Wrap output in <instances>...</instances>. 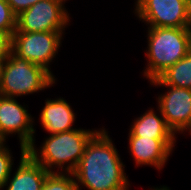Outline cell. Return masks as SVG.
I'll use <instances>...</instances> for the list:
<instances>
[{
  "instance_id": "obj_1",
  "label": "cell",
  "mask_w": 191,
  "mask_h": 190,
  "mask_svg": "<svg viewBox=\"0 0 191 190\" xmlns=\"http://www.w3.org/2000/svg\"><path fill=\"white\" fill-rule=\"evenodd\" d=\"M105 128L88 142L76 169L72 172L77 190H129L125 165Z\"/></svg>"
},
{
  "instance_id": "obj_2",
  "label": "cell",
  "mask_w": 191,
  "mask_h": 190,
  "mask_svg": "<svg viewBox=\"0 0 191 190\" xmlns=\"http://www.w3.org/2000/svg\"><path fill=\"white\" fill-rule=\"evenodd\" d=\"M98 131L76 128L68 132L50 134L39 149L36 148L35 142H32L26 152L48 172L72 173L88 142Z\"/></svg>"
},
{
  "instance_id": "obj_3",
  "label": "cell",
  "mask_w": 191,
  "mask_h": 190,
  "mask_svg": "<svg viewBox=\"0 0 191 190\" xmlns=\"http://www.w3.org/2000/svg\"><path fill=\"white\" fill-rule=\"evenodd\" d=\"M148 49L144 77L157 79L191 51V27H147Z\"/></svg>"
},
{
  "instance_id": "obj_4",
  "label": "cell",
  "mask_w": 191,
  "mask_h": 190,
  "mask_svg": "<svg viewBox=\"0 0 191 190\" xmlns=\"http://www.w3.org/2000/svg\"><path fill=\"white\" fill-rule=\"evenodd\" d=\"M54 76L42 66L20 58L11 51L4 66L0 95L17 99L40 92L56 84L57 78Z\"/></svg>"
},
{
  "instance_id": "obj_5",
  "label": "cell",
  "mask_w": 191,
  "mask_h": 190,
  "mask_svg": "<svg viewBox=\"0 0 191 190\" xmlns=\"http://www.w3.org/2000/svg\"><path fill=\"white\" fill-rule=\"evenodd\" d=\"M65 32H20L17 29L12 35V52L20 58L45 68L52 75L50 63L62 44Z\"/></svg>"
},
{
  "instance_id": "obj_6",
  "label": "cell",
  "mask_w": 191,
  "mask_h": 190,
  "mask_svg": "<svg viewBox=\"0 0 191 190\" xmlns=\"http://www.w3.org/2000/svg\"><path fill=\"white\" fill-rule=\"evenodd\" d=\"M135 16L148 27H191V0H136Z\"/></svg>"
},
{
  "instance_id": "obj_7",
  "label": "cell",
  "mask_w": 191,
  "mask_h": 190,
  "mask_svg": "<svg viewBox=\"0 0 191 190\" xmlns=\"http://www.w3.org/2000/svg\"><path fill=\"white\" fill-rule=\"evenodd\" d=\"M67 0H40L17 16L20 32H64L70 25Z\"/></svg>"
},
{
  "instance_id": "obj_8",
  "label": "cell",
  "mask_w": 191,
  "mask_h": 190,
  "mask_svg": "<svg viewBox=\"0 0 191 190\" xmlns=\"http://www.w3.org/2000/svg\"><path fill=\"white\" fill-rule=\"evenodd\" d=\"M13 97L0 95V135L6 140L8 136L18 134L21 153L35 142L34 117Z\"/></svg>"
},
{
  "instance_id": "obj_9",
  "label": "cell",
  "mask_w": 191,
  "mask_h": 190,
  "mask_svg": "<svg viewBox=\"0 0 191 190\" xmlns=\"http://www.w3.org/2000/svg\"><path fill=\"white\" fill-rule=\"evenodd\" d=\"M162 86L168 89L157 98L158 107L167 125L177 134L181 133L191 120V89L179 88L170 85Z\"/></svg>"
},
{
  "instance_id": "obj_10",
  "label": "cell",
  "mask_w": 191,
  "mask_h": 190,
  "mask_svg": "<svg viewBox=\"0 0 191 190\" xmlns=\"http://www.w3.org/2000/svg\"><path fill=\"white\" fill-rule=\"evenodd\" d=\"M129 153L136 166L149 165L157 170L163 169L176 146V139H152L140 136H128Z\"/></svg>"
},
{
  "instance_id": "obj_11",
  "label": "cell",
  "mask_w": 191,
  "mask_h": 190,
  "mask_svg": "<svg viewBox=\"0 0 191 190\" xmlns=\"http://www.w3.org/2000/svg\"><path fill=\"white\" fill-rule=\"evenodd\" d=\"M20 162L15 173L10 175L4 185L6 190H42L48 172L27 152L20 154ZM9 184V185H8Z\"/></svg>"
},
{
  "instance_id": "obj_12",
  "label": "cell",
  "mask_w": 191,
  "mask_h": 190,
  "mask_svg": "<svg viewBox=\"0 0 191 190\" xmlns=\"http://www.w3.org/2000/svg\"><path fill=\"white\" fill-rule=\"evenodd\" d=\"M40 124L48 134H57L74 130L75 116L70 104L62 97L46 99L40 113Z\"/></svg>"
},
{
  "instance_id": "obj_13",
  "label": "cell",
  "mask_w": 191,
  "mask_h": 190,
  "mask_svg": "<svg viewBox=\"0 0 191 190\" xmlns=\"http://www.w3.org/2000/svg\"><path fill=\"white\" fill-rule=\"evenodd\" d=\"M159 114L153 108L134 119L129 129V136H140L152 139H177L176 134L167 125L160 109Z\"/></svg>"
},
{
  "instance_id": "obj_14",
  "label": "cell",
  "mask_w": 191,
  "mask_h": 190,
  "mask_svg": "<svg viewBox=\"0 0 191 190\" xmlns=\"http://www.w3.org/2000/svg\"><path fill=\"white\" fill-rule=\"evenodd\" d=\"M151 85H170L191 89V51L174 65L170 66Z\"/></svg>"
},
{
  "instance_id": "obj_15",
  "label": "cell",
  "mask_w": 191,
  "mask_h": 190,
  "mask_svg": "<svg viewBox=\"0 0 191 190\" xmlns=\"http://www.w3.org/2000/svg\"><path fill=\"white\" fill-rule=\"evenodd\" d=\"M42 190H77V185L72 173L50 172Z\"/></svg>"
},
{
  "instance_id": "obj_16",
  "label": "cell",
  "mask_w": 191,
  "mask_h": 190,
  "mask_svg": "<svg viewBox=\"0 0 191 190\" xmlns=\"http://www.w3.org/2000/svg\"><path fill=\"white\" fill-rule=\"evenodd\" d=\"M17 15L12 11L7 0H0V32L10 34L16 30Z\"/></svg>"
},
{
  "instance_id": "obj_17",
  "label": "cell",
  "mask_w": 191,
  "mask_h": 190,
  "mask_svg": "<svg viewBox=\"0 0 191 190\" xmlns=\"http://www.w3.org/2000/svg\"><path fill=\"white\" fill-rule=\"evenodd\" d=\"M5 143L0 148V190L4 189V185L12 172V165L14 164L13 155Z\"/></svg>"
},
{
  "instance_id": "obj_18",
  "label": "cell",
  "mask_w": 191,
  "mask_h": 190,
  "mask_svg": "<svg viewBox=\"0 0 191 190\" xmlns=\"http://www.w3.org/2000/svg\"><path fill=\"white\" fill-rule=\"evenodd\" d=\"M12 46V36L7 33L0 32V58H8Z\"/></svg>"
},
{
  "instance_id": "obj_19",
  "label": "cell",
  "mask_w": 191,
  "mask_h": 190,
  "mask_svg": "<svg viewBox=\"0 0 191 190\" xmlns=\"http://www.w3.org/2000/svg\"><path fill=\"white\" fill-rule=\"evenodd\" d=\"M40 0H7L12 11L18 16L22 11L28 9Z\"/></svg>"
},
{
  "instance_id": "obj_20",
  "label": "cell",
  "mask_w": 191,
  "mask_h": 190,
  "mask_svg": "<svg viewBox=\"0 0 191 190\" xmlns=\"http://www.w3.org/2000/svg\"><path fill=\"white\" fill-rule=\"evenodd\" d=\"M6 60H7V58H0V82H1V79H2L3 70H4Z\"/></svg>"
},
{
  "instance_id": "obj_21",
  "label": "cell",
  "mask_w": 191,
  "mask_h": 190,
  "mask_svg": "<svg viewBox=\"0 0 191 190\" xmlns=\"http://www.w3.org/2000/svg\"><path fill=\"white\" fill-rule=\"evenodd\" d=\"M187 131L190 133V136H191V120H190V123L188 124V126L180 134L187 132Z\"/></svg>"
},
{
  "instance_id": "obj_22",
  "label": "cell",
  "mask_w": 191,
  "mask_h": 190,
  "mask_svg": "<svg viewBox=\"0 0 191 190\" xmlns=\"http://www.w3.org/2000/svg\"><path fill=\"white\" fill-rule=\"evenodd\" d=\"M151 190H170L167 186H161V187H155V188H150Z\"/></svg>"
},
{
  "instance_id": "obj_23",
  "label": "cell",
  "mask_w": 191,
  "mask_h": 190,
  "mask_svg": "<svg viewBox=\"0 0 191 190\" xmlns=\"http://www.w3.org/2000/svg\"><path fill=\"white\" fill-rule=\"evenodd\" d=\"M6 143V140L0 135V148Z\"/></svg>"
}]
</instances>
